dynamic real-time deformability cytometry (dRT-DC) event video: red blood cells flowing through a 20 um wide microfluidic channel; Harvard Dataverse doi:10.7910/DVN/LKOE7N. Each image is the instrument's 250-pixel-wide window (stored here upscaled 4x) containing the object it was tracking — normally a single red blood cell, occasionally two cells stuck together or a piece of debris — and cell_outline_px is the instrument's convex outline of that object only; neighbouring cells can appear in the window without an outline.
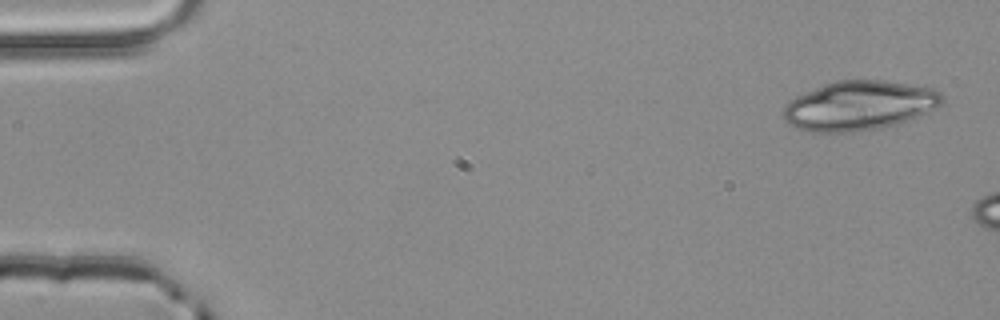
{"species": "common noctule bat (a hibernating species)", "species_latin": "Nyctalus noctula", "temperature_condition": "room temperature", "stored_images_in_passage": 3, "camera_frame_rate_fps": 3000, "um_per_image_px": 0.085, "animal": {"sex": "male", "body_mass_g": 20.4}, "frame": {"image": 1, "passage_image": 1, "time_ms": 0.0, "image_size_px": [1000, 320], "cell_outline_px": [[944, 104], [916, 116], [896, 124], [876, 128], [852, 132], [816, 132], [800, 128], [788, 124], [784, 120], [780, 112], [788, 100], [796, 96], [824, 84], [836, 80], [884, 80], [932, 88], [940, 92], [944, 96]], "centroid_in_image_um": [73.0, 8.96], "position_along_channel_um": 12.0, "area_um2": 45.6}}